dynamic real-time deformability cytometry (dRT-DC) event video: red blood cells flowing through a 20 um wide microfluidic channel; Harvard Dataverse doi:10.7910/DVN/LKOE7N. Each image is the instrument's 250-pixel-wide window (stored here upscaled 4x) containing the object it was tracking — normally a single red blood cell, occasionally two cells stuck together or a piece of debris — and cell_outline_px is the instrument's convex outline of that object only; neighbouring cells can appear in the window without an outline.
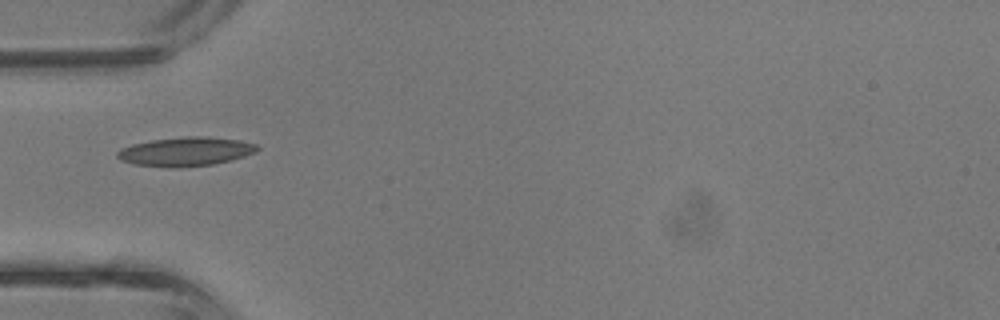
{"species": "common noctule bat (a hibernating species)", "species_latin": "Nyctalus noctula", "temperature_condition": "room temperature", "stored_images_in_passage": 1, "camera_frame_rate_fps": 3000, "um_per_image_px": 0.085, "animal": {"sex": "male", "body_mass_g": 13.3}, "frame": {"image": 1, "passage_image": 1, "time_ms": 0.0, "image_size_px": [1000, 320], "cell_outline_px": [[260, 148], [256, 152], [244, 156], [212, 164], [180, 168], [132, 164], [120, 160], [116, 156], [116, 152], [120, 148], [132, 144], [152, 140], [184, 136], [208, 136], [240, 140], [256, 144]], "centroid_in_image_um": [15.75, 12.87], "position_along_channel_um": 69.2, "area_um2": 23.7}}